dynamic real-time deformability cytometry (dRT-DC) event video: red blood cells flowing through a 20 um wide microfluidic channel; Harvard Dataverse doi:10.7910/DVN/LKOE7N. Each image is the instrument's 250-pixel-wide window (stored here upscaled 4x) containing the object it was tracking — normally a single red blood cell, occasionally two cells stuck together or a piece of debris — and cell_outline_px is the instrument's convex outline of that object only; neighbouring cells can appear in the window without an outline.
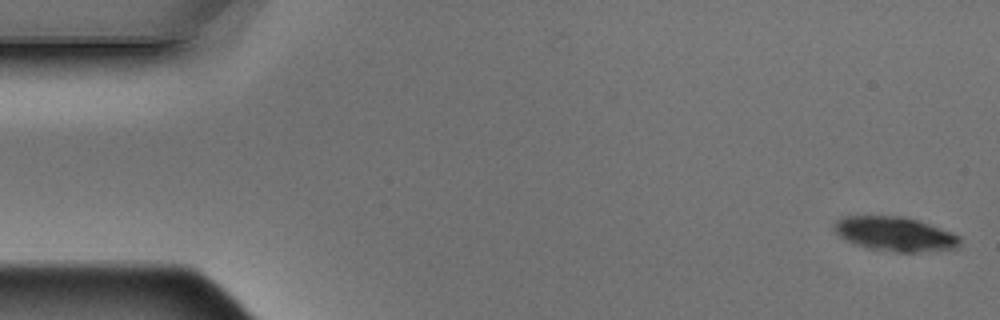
{"species": "Egyptian fruit bat (a non-hibernating species)", "species_latin": "Rousettus aegyptiacus", "temperature_condition": "warm", "stored_images_in_passage": 9, "camera_frame_rate_fps": 3000, "um_per_image_px": 0.085, "animal": {"sex": "male"}, "frame": {"image": 1, "passage_image": 1, "time_ms": 0.0, "image_size_px": [1000, 320], "cell_outline_px": [[960, 248], [920, 252], [892, 252], [868, 248], [856, 244], [840, 236], [832, 228], [832, 224], [836, 220], [844, 216], [904, 216], [920, 220], [952, 232], [960, 236]], "centroid_in_image_um": [76.11, 19.88], "position_along_channel_um": 8.9, "area_um2": 25.43}}
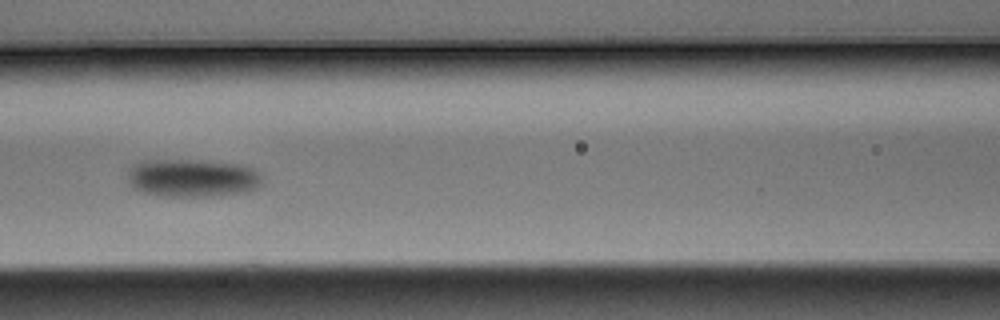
{"frame": {"image": 2, "passage_image": 6, "time_ms": 1.667, "image_size_px": [1000, 320], "cell_outline_px": [[260, 184], [256, 188], [248, 192], [220, 196], [164, 196], [144, 192], [128, 184], [128, 172], [132, 164], [144, 160], [204, 160], [248, 164], [260, 176]], "centroid_in_image_um": [16.37, 15.11], "position_along_channel_um": 150.2, "area_um2": 30.17}}
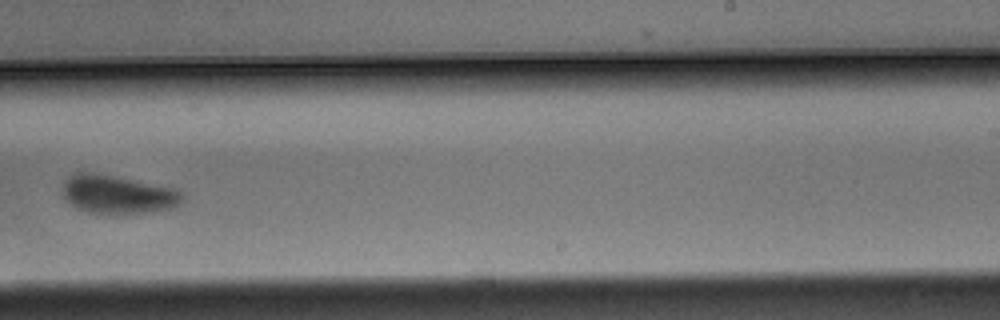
{"frame": {"image": 3, "passage_image": 9, "time_ms": 2.667, "image_size_px": [1000, 320], "cell_outline_px": [[184, 200], [180, 204], [172, 208], [144, 212], [88, 212], [76, 208], [64, 200], [64, 180], [76, 172], [88, 172], [112, 176], [180, 188], [184, 192]], "centroid_in_image_um": [10.06, 16.5], "position_along_channel_um": 278.9, "area_um2": 26.65}}